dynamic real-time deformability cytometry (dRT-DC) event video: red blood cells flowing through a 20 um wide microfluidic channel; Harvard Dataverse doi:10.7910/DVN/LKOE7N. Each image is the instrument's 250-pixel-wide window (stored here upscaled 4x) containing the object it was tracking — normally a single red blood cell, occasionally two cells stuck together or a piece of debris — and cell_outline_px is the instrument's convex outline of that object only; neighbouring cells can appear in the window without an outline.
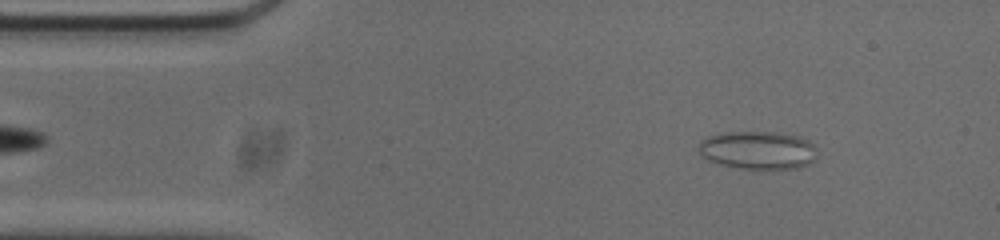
{"species": "common noctule bat (a hibernating species)", "species_latin": "Nyctalus noctula", "temperature_condition": "cold", "stored_images_in_passage": 46, "camera_frame_rate_fps": 3000, "um_per_image_px": 0.085, "animal": {"sex": "male", "body_mass_g": 20.0, "forearm_length_mm": 53.3}, "frame": {"image": 1, "passage_image": 5, "time_ms": 1.333, "image_size_px": [1000, 240], "cell_outline_px": [[812, 160], [808, 164], [796, 168], [740, 168], [720, 164], [708, 160], [700, 152], [700, 144], [704, 140], [712, 136], [728, 132], [776, 132], [796, 136], [808, 140], [812, 144]], "centroid_in_image_um": [64.4, 12.76], "position_along_channel_um": 20.6, "area_um2": 25.32}}
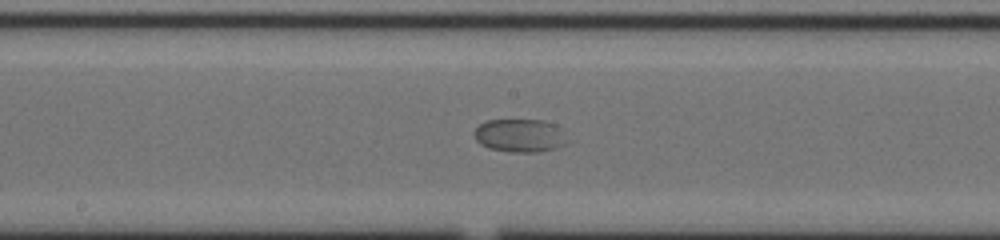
{"frame": {"image": 2, "passage_image": 25, "time_ms": 8.0, "image_size_px": [1000, 240], "cell_outline_px": [[564, 144], [556, 148], [536, 152], [508, 152], [488, 148], [480, 144], [476, 140], [476, 128], [480, 124], [488, 120], [544, 120], [556, 124], [560, 128]], "centroid_in_image_um": [44.15, 11.52], "position_along_channel_um": 204.1, "area_um2": 17.69}}
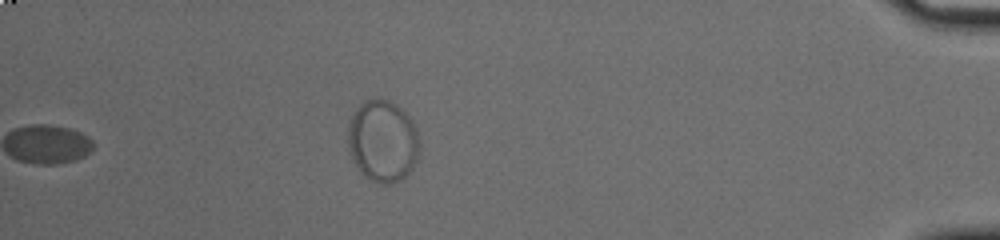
{"frame": {"image": 3, "passage_image": 46, "time_ms": 15.0, "image_size_px": [1000, 240], "cell_outline_px": [[420, 144], [416, 160], [412, 168], [404, 176], [388, 184], [384, 184], [372, 180], [364, 176], [356, 164], [348, 148], [348, 128], [352, 116], [360, 104], [364, 100], [388, 100], [396, 104], [412, 120], [416, 128]], "centroid_in_image_um": [32.54, 11.98], "position_along_channel_um": 402.7, "area_um2": 33.58}, "authors_computed_cell_mechanics": {"area_um2": 20.23, "velocity_mm_per_s": 3.664, "shape_relaxation_time_tau1_ms": 3.2373, "shape_relaxation_time_tau2_ms": null, "deformation_change_tau1": 0.0906, "deformation_change_tau2": null}}